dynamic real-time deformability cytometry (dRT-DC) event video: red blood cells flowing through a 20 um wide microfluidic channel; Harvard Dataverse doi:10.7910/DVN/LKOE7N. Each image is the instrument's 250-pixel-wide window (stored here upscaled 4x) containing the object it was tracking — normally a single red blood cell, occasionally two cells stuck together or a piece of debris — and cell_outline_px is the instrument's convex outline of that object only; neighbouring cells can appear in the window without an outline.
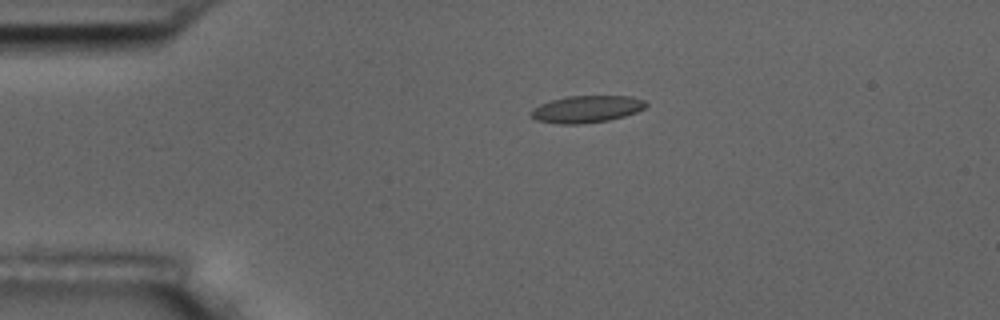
{"species": "common noctule bat (a hibernating species)", "species_latin": "Nyctalus noctula", "temperature_condition": "room temperature", "stored_images_in_passage": 4, "camera_frame_rate_fps": 3000, "um_per_image_px": 0.085, "animal": {"sex": "male", "body_mass_g": 17.5, "forearm_length_mm": 52.3}, "frame": {"image": 1, "passage_image": 3, "time_ms": 3.333, "image_size_px": [1000, 320], "cell_outline_px": [[648, 104], [644, 108], [636, 112], [624, 116], [608, 120], [580, 124], [560, 124], [536, 120], [528, 112], [532, 108], [540, 104], [564, 96], [632, 96], [644, 100]], "centroid_in_image_um": [49.84, 9.27], "position_along_channel_um": 35.2, "area_um2": 18.15}}